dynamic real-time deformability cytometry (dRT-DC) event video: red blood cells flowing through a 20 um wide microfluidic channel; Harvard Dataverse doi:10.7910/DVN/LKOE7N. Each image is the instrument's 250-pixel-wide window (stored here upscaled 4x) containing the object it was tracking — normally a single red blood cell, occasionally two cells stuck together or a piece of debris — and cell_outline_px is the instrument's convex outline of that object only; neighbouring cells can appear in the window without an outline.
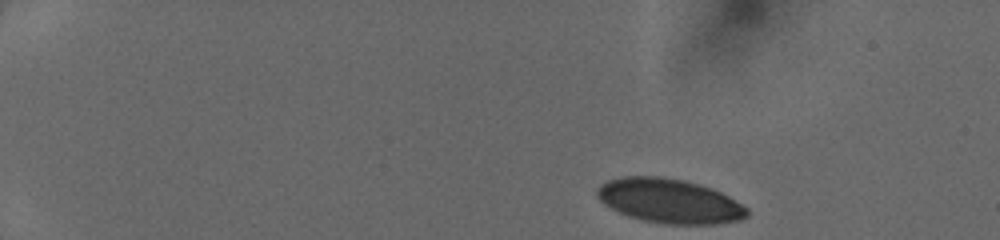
{"species": "human", "species_latin": "Homo sapiens", "temperature_condition": "cold", "stored_images_in_passage": 17, "camera_frame_rate_fps": 3000, "um_per_image_px": 0.085, "donor": {"sex": "female"}, "frame": {"image": 1, "passage_image": 1, "time_ms": 0.0, "image_size_px": [1000, 240], "cell_outline_px": [[748, 216], [740, 220], [716, 224], [664, 224], [644, 220], [628, 216], [604, 204], [596, 196], [596, 188], [600, 184], [608, 180], [620, 176], [660, 176], [684, 180], [700, 184], [712, 188], [728, 196], [748, 208]], "centroid_in_image_um": [56.89, 17.07], "position_along_channel_um": 28.1, "area_um2": 38.9}}